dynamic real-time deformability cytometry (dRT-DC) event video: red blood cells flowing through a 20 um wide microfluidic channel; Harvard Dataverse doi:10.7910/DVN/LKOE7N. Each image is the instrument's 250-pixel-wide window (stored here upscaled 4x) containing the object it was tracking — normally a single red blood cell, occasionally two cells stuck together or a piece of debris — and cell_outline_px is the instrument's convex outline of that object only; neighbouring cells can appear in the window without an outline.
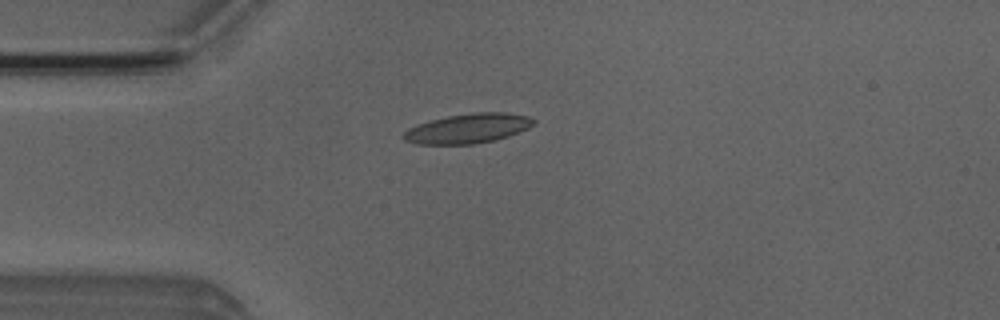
{"species": "Egyptian fruit bat (a non-hibernating species)", "species_latin": "Rousettus aegyptiacus", "temperature_condition": "room temperature", "stored_images_in_passage": 5, "camera_frame_rate_fps": 3000, "um_per_image_px": 0.085, "animal": {"sex": "male"}, "frame": {"image": 1, "passage_image": 4, "time_ms": 3.667, "image_size_px": [1000, 320], "cell_outline_px": [[536, 124], [528, 128], [508, 136], [496, 140], [472, 144], [416, 144], [404, 140], [400, 136], [408, 128], [432, 120], [448, 116], [476, 112], [504, 112], [528, 116], [536, 120]], "centroid_in_image_um": [39.79, 10.92], "position_along_channel_um": 45.2, "area_um2": 22.43}}